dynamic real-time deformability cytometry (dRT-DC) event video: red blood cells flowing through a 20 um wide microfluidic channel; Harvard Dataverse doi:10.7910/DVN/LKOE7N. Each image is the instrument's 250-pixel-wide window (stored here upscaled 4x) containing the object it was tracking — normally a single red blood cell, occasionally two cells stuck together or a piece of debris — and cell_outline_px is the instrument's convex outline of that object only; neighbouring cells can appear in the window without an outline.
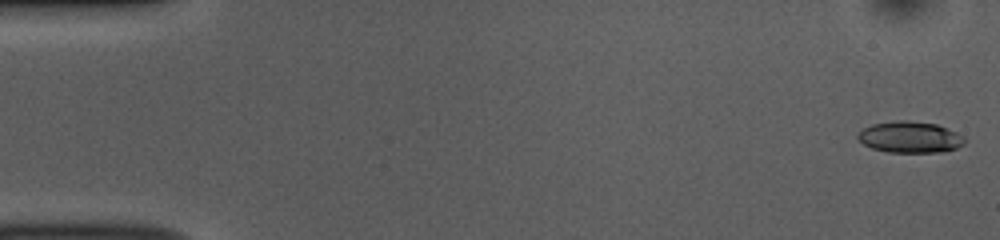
{"species": "common noctule bat (a hibernating species)", "species_latin": "Nyctalus noctula", "temperature_condition": "room temperature", "stored_images_in_passage": 52, "camera_frame_rate_fps": 3000, "um_per_image_px": 0.085, "animal": {"sex": "female", "body_mass_g": 10.0, "forearm_length_mm": 53.1}, "frame": {"image": 1, "passage_image": 1, "time_ms": 0.0, "image_size_px": [1000, 240], "cell_outline_px": [[964, 144], [956, 148], [944, 152], [888, 152], [872, 148], [864, 144], [856, 136], [864, 128], [872, 124], [900, 120], [904, 120], [936, 124], [948, 128], [964, 136]], "centroid_in_image_um": [77.37, 11.66], "position_along_channel_um": 7.6, "area_um2": 19.36}}
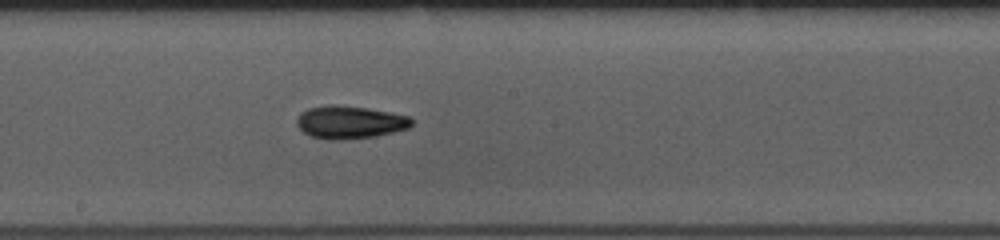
{"frame": {"image": 2, "passage_image": 28, "time_ms": 9.0, "image_size_px": [1000, 240], "cell_outline_px": [[412, 124], [408, 128], [376, 136], [340, 140], [328, 140], [308, 136], [296, 124], [296, 120], [300, 112], [308, 108], [332, 104], [336, 104], [368, 108], [408, 116], [412, 120]], "centroid_in_image_um": [29.68, 10.39], "position_along_channel_um": 218.5, "area_um2": 22.02}}
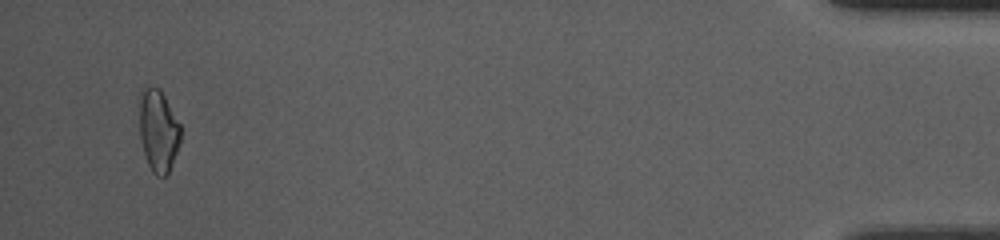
{"frame": {"image": 3, "passage_image": 50, "time_ms": 16.333, "image_size_px": [1000, 240], "cell_outline_px": [[180, 140], [176, 152], [168, 172], [164, 176], [156, 176], [152, 172], [148, 164], [140, 140], [136, 96], [140, 88], [160, 88], [180, 124]], "centroid_in_image_um": [13.38, 11.03], "position_along_channel_um": 421.8, "area_um2": 20.17}, "authors_computed_cell_mechanics": {"area_um2": 19.9121, "velocity_mm_per_s": 3.8474, "shape_relaxation_time_tau1_ms": 5.1644, "shape_relaxation_time_tau2_ms": 6.1896, "deformation_change_tau1": 0.1631, "deformation_change_tau2": 0.1492}}